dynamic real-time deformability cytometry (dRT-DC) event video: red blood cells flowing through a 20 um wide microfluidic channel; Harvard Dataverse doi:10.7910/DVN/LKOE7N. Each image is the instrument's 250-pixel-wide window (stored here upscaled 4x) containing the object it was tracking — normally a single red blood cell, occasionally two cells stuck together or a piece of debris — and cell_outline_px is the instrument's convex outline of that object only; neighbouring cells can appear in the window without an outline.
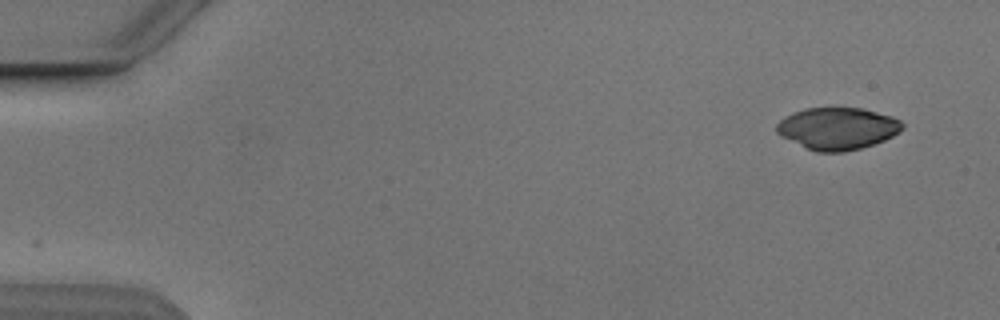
{"species": "Egyptian fruit bat (a non-hibernating species)", "species_latin": "Rousettus aegyptiacus", "temperature_condition": "cold", "stored_images_in_passage": 4, "camera_frame_rate_fps": 3000, "um_per_image_px": 0.085, "animal": {"sex": "male"}, "frame": {"image": 1, "passage_image": 1, "time_ms": 0.0, "image_size_px": [1000, 320], "cell_outline_px": [[904, 128], [900, 132], [884, 140], [860, 148], [844, 152], [816, 152], [776, 132], [776, 124], [784, 116], [792, 112], [804, 108], [832, 104], [836, 104], [864, 108], [892, 116], [900, 120], [904, 124]], "centroid_in_image_um": [71.21, 10.85], "position_along_channel_um": 13.8, "area_um2": 31.62}}